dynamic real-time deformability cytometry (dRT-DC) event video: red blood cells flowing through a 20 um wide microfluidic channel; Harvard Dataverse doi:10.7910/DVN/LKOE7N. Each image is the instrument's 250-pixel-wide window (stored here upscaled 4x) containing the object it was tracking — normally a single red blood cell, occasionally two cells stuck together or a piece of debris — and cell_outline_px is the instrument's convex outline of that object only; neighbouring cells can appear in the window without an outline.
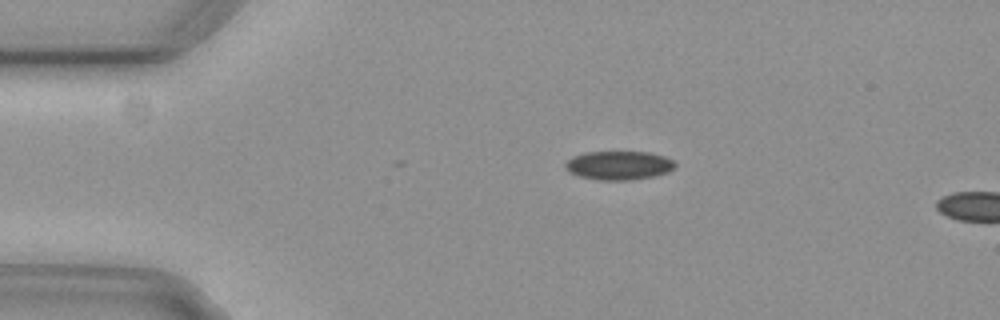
{"species": "common noctule bat (a hibernating species)", "species_latin": "Nyctalus noctula", "temperature_condition": "cold", "stored_images_in_passage": 3, "camera_frame_rate_fps": 3000, "um_per_image_px": 0.085, "animal": {"sex": "female", "body_mass_g": 29.2, "forearm_length_mm": 56.3}, "frame": {"image": 1, "passage_image": 2, "time_ms": 0.333, "image_size_px": [1000, 320], "cell_outline_px": [[676, 164], [668, 172], [652, 176], [632, 180], [600, 180], [580, 176], [568, 172], [564, 168], [564, 164], [572, 156], [584, 152], [648, 152], [664, 156], [672, 160]], "centroid_in_image_um": [52.55, 14.05], "position_along_channel_um": 32.4, "area_um2": 18.38}}